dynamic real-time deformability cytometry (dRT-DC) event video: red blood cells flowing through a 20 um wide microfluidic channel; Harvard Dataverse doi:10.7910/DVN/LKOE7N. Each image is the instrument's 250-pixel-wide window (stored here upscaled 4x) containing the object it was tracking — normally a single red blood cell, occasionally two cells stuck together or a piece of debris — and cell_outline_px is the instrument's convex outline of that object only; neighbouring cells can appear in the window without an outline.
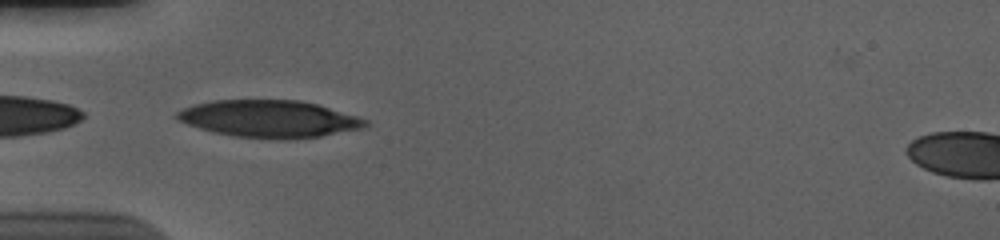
{"species": "human", "species_latin": "Homo sapiens", "temperature_condition": "cold", "stored_images_in_passage": 33, "camera_frame_rate_fps": 3000, "um_per_image_px": 0.085, "donor": {"sex": "male"}, "frame": {"image": 1, "passage_image": 1, "time_ms": 0.0, "image_size_px": [1000, 240], "cell_outline_px": [[368, 124], [364, 128], [320, 136], [280, 140], [236, 136], [212, 132], [188, 124], [180, 120], [176, 116], [176, 112], [184, 108], [196, 104], [212, 100], [300, 100], [316, 104], [356, 116], [368, 120]], "centroid_in_image_um": [22.89, 10.1], "position_along_channel_um": 62.1, "area_um2": 40.52}}
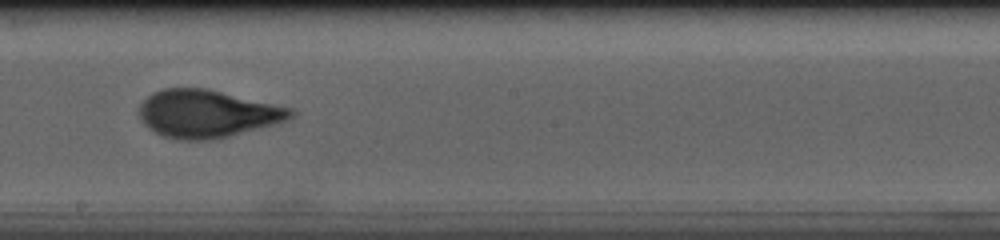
{"frame": {"image": 2, "passage_image": 15, "time_ms": 4.667, "image_size_px": [1000, 240], "cell_outline_px": [[296, 116], [288, 120], [228, 136], [212, 140], [180, 140], [164, 136], [148, 128], [144, 124], [140, 116], [140, 104], [152, 92], [164, 88], [208, 88], [292, 108], [296, 112]], "centroid_in_image_um": [17.62, 9.65], "position_along_channel_um": 230.6, "area_um2": 42.02}, "authors_computed_cell_mechanics": {"area_um2": 41.038, "velocity_mm_per_s": 3.6814, "shape_relaxation_time_tau1_ms": 3.8632, "shape_relaxation_time_tau2_ms": 0.8548, "deformation_change_tau1": 0.1869, "deformation_change_tau2": 0.0752}}